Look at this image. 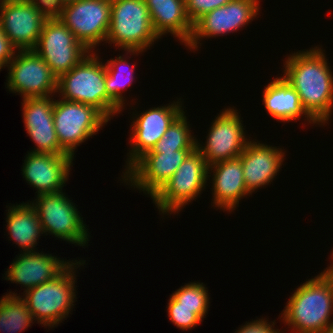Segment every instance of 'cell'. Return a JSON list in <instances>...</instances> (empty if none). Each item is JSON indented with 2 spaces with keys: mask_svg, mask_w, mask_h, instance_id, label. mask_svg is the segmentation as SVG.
I'll return each mask as SVG.
<instances>
[{
  "mask_svg": "<svg viewBox=\"0 0 333 333\" xmlns=\"http://www.w3.org/2000/svg\"><path fill=\"white\" fill-rule=\"evenodd\" d=\"M263 104L267 113L277 121L290 122L305 117L313 125L317 123L304 110L297 91L283 76L273 78L263 91Z\"/></svg>",
  "mask_w": 333,
  "mask_h": 333,
  "instance_id": "cell-23",
  "label": "cell"
},
{
  "mask_svg": "<svg viewBox=\"0 0 333 333\" xmlns=\"http://www.w3.org/2000/svg\"><path fill=\"white\" fill-rule=\"evenodd\" d=\"M73 159L69 154L28 152L21 170L23 178L37 190L36 196L60 192L69 179Z\"/></svg>",
  "mask_w": 333,
  "mask_h": 333,
  "instance_id": "cell-17",
  "label": "cell"
},
{
  "mask_svg": "<svg viewBox=\"0 0 333 333\" xmlns=\"http://www.w3.org/2000/svg\"><path fill=\"white\" fill-rule=\"evenodd\" d=\"M45 20H60L64 4L61 0H29Z\"/></svg>",
  "mask_w": 333,
  "mask_h": 333,
  "instance_id": "cell-31",
  "label": "cell"
},
{
  "mask_svg": "<svg viewBox=\"0 0 333 333\" xmlns=\"http://www.w3.org/2000/svg\"><path fill=\"white\" fill-rule=\"evenodd\" d=\"M267 318H259L246 322L245 325L239 327L234 333H284L279 329H275V320L268 322Z\"/></svg>",
  "mask_w": 333,
  "mask_h": 333,
  "instance_id": "cell-32",
  "label": "cell"
},
{
  "mask_svg": "<svg viewBox=\"0 0 333 333\" xmlns=\"http://www.w3.org/2000/svg\"><path fill=\"white\" fill-rule=\"evenodd\" d=\"M96 53V54H95ZM97 52H90L79 64L57 80L58 97L99 110L109 121L122 109L106 90V68Z\"/></svg>",
  "mask_w": 333,
  "mask_h": 333,
  "instance_id": "cell-3",
  "label": "cell"
},
{
  "mask_svg": "<svg viewBox=\"0 0 333 333\" xmlns=\"http://www.w3.org/2000/svg\"><path fill=\"white\" fill-rule=\"evenodd\" d=\"M325 333H333V322L331 325L327 328V331Z\"/></svg>",
  "mask_w": 333,
  "mask_h": 333,
  "instance_id": "cell-35",
  "label": "cell"
},
{
  "mask_svg": "<svg viewBox=\"0 0 333 333\" xmlns=\"http://www.w3.org/2000/svg\"><path fill=\"white\" fill-rule=\"evenodd\" d=\"M85 262L75 260L56 278L31 288L20 296L33 314L34 322L52 329L71 314L73 303L77 301L76 269L84 266Z\"/></svg>",
  "mask_w": 333,
  "mask_h": 333,
  "instance_id": "cell-4",
  "label": "cell"
},
{
  "mask_svg": "<svg viewBox=\"0 0 333 333\" xmlns=\"http://www.w3.org/2000/svg\"><path fill=\"white\" fill-rule=\"evenodd\" d=\"M181 98L168 105L152 107L138 114L133 113L130 125V146L125 172L146 152L152 150L174 120L184 111ZM135 115V116H134ZM132 126V127H131Z\"/></svg>",
  "mask_w": 333,
  "mask_h": 333,
  "instance_id": "cell-14",
  "label": "cell"
},
{
  "mask_svg": "<svg viewBox=\"0 0 333 333\" xmlns=\"http://www.w3.org/2000/svg\"><path fill=\"white\" fill-rule=\"evenodd\" d=\"M44 22L29 0H0V27L17 51L34 50Z\"/></svg>",
  "mask_w": 333,
  "mask_h": 333,
  "instance_id": "cell-16",
  "label": "cell"
},
{
  "mask_svg": "<svg viewBox=\"0 0 333 333\" xmlns=\"http://www.w3.org/2000/svg\"><path fill=\"white\" fill-rule=\"evenodd\" d=\"M256 141L250 140L239 156L245 186L251 194L271 184L282 168L286 152L282 148Z\"/></svg>",
  "mask_w": 333,
  "mask_h": 333,
  "instance_id": "cell-20",
  "label": "cell"
},
{
  "mask_svg": "<svg viewBox=\"0 0 333 333\" xmlns=\"http://www.w3.org/2000/svg\"><path fill=\"white\" fill-rule=\"evenodd\" d=\"M24 127L35 143L33 153L67 154L59 145L54 127L53 96L22 99Z\"/></svg>",
  "mask_w": 333,
  "mask_h": 333,
  "instance_id": "cell-18",
  "label": "cell"
},
{
  "mask_svg": "<svg viewBox=\"0 0 333 333\" xmlns=\"http://www.w3.org/2000/svg\"><path fill=\"white\" fill-rule=\"evenodd\" d=\"M208 175L212 177L211 203L214 208L230 213L239 206V201L246 196L252 195L245 186L241 158H233L220 161L208 166Z\"/></svg>",
  "mask_w": 333,
  "mask_h": 333,
  "instance_id": "cell-21",
  "label": "cell"
},
{
  "mask_svg": "<svg viewBox=\"0 0 333 333\" xmlns=\"http://www.w3.org/2000/svg\"><path fill=\"white\" fill-rule=\"evenodd\" d=\"M149 10L154 32L162 39L163 35L171 34L187 45L193 24L186 13L185 0H144Z\"/></svg>",
  "mask_w": 333,
  "mask_h": 333,
  "instance_id": "cell-22",
  "label": "cell"
},
{
  "mask_svg": "<svg viewBox=\"0 0 333 333\" xmlns=\"http://www.w3.org/2000/svg\"><path fill=\"white\" fill-rule=\"evenodd\" d=\"M171 296L177 301V307L195 309V314L203 321L208 313L210 297L205 284L190 282L174 291Z\"/></svg>",
  "mask_w": 333,
  "mask_h": 333,
  "instance_id": "cell-28",
  "label": "cell"
},
{
  "mask_svg": "<svg viewBox=\"0 0 333 333\" xmlns=\"http://www.w3.org/2000/svg\"><path fill=\"white\" fill-rule=\"evenodd\" d=\"M144 51L141 50H125V54L119 55L115 58L107 60L106 68V90L111 96V99L123 110L126 98L123 96V91L131 87L134 81V69L136 64L130 65L129 55H139ZM126 56V57H125ZM127 69V70H126ZM125 98V100H124Z\"/></svg>",
  "mask_w": 333,
  "mask_h": 333,
  "instance_id": "cell-25",
  "label": "cell"
},
{
  "mask_svg": "<svg viewBox=\"0 0 333 333\" xmlns=\"http://www.w3.org/2000/svg\"><path fill=\"white\" fill-rule=\"evenodd\" d=\"M192 151H148L122 173L121 181L152 198Z\"/></svg>",
  "mask_w": 333,
  "mask_h": 333,
  "instance_id": "cell-15",
  "label": "cell"
},
{
  "mask_svg": "<svg viewBox=\"0 0 333 333\" xmlns=\"http://www.w3.org/2000/svg\"><path fill=\"white\" fill-rule=\"evenodd\" d=\"M160 39L154 32L144 0H111L106 43L119 50L147 51Z\"/></svg>",
  "mask_w": 333,
  "mask_h": 333,
  "instance_id": "cell-5",
  "label": "cell"
},
{
  "mask_svg": "<svg viewBox=\"0 0 333 333\" xmlns=\"http://www.w3.org/2000/svg\"><path fill=\"white\" fill-rule=\"evenodd\" d=\"M33 314L17 293L9 292L0 299V333H20L31 327Z\"/></svg>",
  "mask_w": 333,
  "mask_h": 333,
  "instance_id": "cell-26",
  "label": "cell"
},
{
  "mask_svg": "<svg viewBox=\"0 0 333 333\" xmlns=\"http://www.w3.org/2000/svg\"><path fill=\"white\" fill-rule=\"evenodd\" d=\"M7 68L6 88L23 99L57 94L58 78L34 50L16 51Z\"/></svg>",
  "mask_w": 333,
  "mask_h": 333,
  "instance_id": "cell-9",
  "label": "cell"
},
{
  "mask_svg": "<svg viewBox=\"0 0 333 333\" xmlns=\"http://www.w3.org/2000/svg\"><path fill=\"white\" fill-rule=\"evenodd\" d=\"M54 127L60 147L69 155L109 121L95 107L64 99H54Z\"/></svg>",
  "mask_w": 333,
  "mask_h": 333,
  "instance_id": "cell-8",
  "label": "cell"
},
{
  "mask_svg": "<svg viewBox=\"0 0 333 333\" xmlns=\"http://www.w3.org/2000/svg\"><path fill=\"white\" fill-rule=\"evenodd\" d=\"M188 123L185 111H183L150 151L194 150L196 137Z\"/></svg>",
  "mask_w": 333,
  "mask_h": 333,
  "instance_id": "cell-27",
  "label": "cell"
},
{
  "mask_svg": "<svg viewBox=\"0 0 333 333\" xmlns=\"http://www.w3.org/2000/svg\"><path fill=\"white\" fill-rule=\"evenodd\" d=\"M330 255H331L332 263L330 264V266H328L326 269H324V271L321 273L329 280L331 286L333 287V250L330 253Z\"/></svg>",
  "mask_w": 333,
  "mask_h": 333,
  "instance_id": "cell-34",
  "label": "cell"
},
{
  "mask_svg": "<svg viewBox=\"0 0 333 333\" xmlns=\"http://www.w3.org/2000/svg\"><path fill=\"white\" fill-rule=\"evenodd\" d=\"M324 52L319 46L293 52L285 58L283 66L284 79L297 91L304 110L320 126L330 120L333 112V74Z\"/></svg>",
  "mask_w": 333,
  "mask_h": 333,
  "instance_id": "cell-1",
  "label": "cell"
},
{
  "mask_svg": "<svg viewBox=\"0 0 333 333\" xmlns=\"http://www.w3.org/2000/svg\"><path fill=\"white\" fill-rule=\"evenodd\" d=\"M34 51L57 78L69 72L90 53L60 20H45Z\"/></svg>",
  "mask_w": 333,
  "mask_h": 333,
  "instance_id": "cell-12",
  "label": "cell"
},
{
  "mask_svg": "<svg viewBox=\"0 0 333 333\" xmlns=\"http://www.w3.org/2000/svg\"><path fill=\"white\" fill-rule=\"evenodd\" d=\"M232 0H185L186 13L194 24L198 19H200L204 14L224 6Z\"/></svg>",
  "mask_w": 333,
  "mask_h": 333,
  "instance_id": "cell-30",
  "label": "cell"
},
{
  "mask_svg": "<svg viewBox=\"0 0 333 333\" xmlns=\"http://www.w3.org/2000/svg\"><path fill=\"white\" fill-rule=\"evenodd\" d=\"M259 3L260 0H232L204 14L193 24L192 36L185 47L196 51L205 37L225 36L248 26L260 12Z\"/></svg>",
  "mask_w": 333,
  "mask_h": 333,
  "instance_id": "cell-13",
  "label": "cell"
},
{
  "mask_svg": "<svg viewBox=\"0 0 333 333\" xmlns=\"http://www.w3.org/2000/svg\"><path fill=\"white\" fill-rule=\"evenodd\" d=\"M208 165L195 148L173 176L152 197L160 215L175 214L198 198L208 183Z\"/></svg>",
  "mask_w": 333,
  "mask_h": 333,
  "instance_id": "cell-6",
  "label": "cell"
},
{
  "mask_svg": "<svg viewBox=\"0 0 333 333\" xmlns=\"http://www.w3.org/2000/svg\"><path fill=\"white\" fill-rule=\"evenodd\" d=\"M63 2V4H67L69 2H73V1H76V0H61Z\"/></svg>",
  "mask_w": 333,
  "mask_h": 333,
  "instance_id": "cell-36",
  "label": "cell"
},
{
  "mask_svg": "<svg viewBox=\"0 0 333 333\" xmlns=\"http://www.w3.org/2000/svg\"><path fill=\"white\" fill-rule=\"evenodd\" d=\"M36 198L29 202L39 216L45 235L52 234L61 241L87 246L90 241L89 229L75 203L63 191L38 195Z\"/></svg>",
  "mask_w": 333,
  "mask_h": 333,
  "instance_id": "cell-7",
  "label": "cell"
},
{
  "mask_svg": "<svg viewBox=\"0 0 333 333\" xmlns=\"http://www.w3.org/2000/svg\"><path fill=\"white\" fill-rule=\"evenodd\" d=\"M111 18V0H76L64 4L60 21L90 52L106 43Z\"/></svg>",
  "mask_w": 333,
  "mask_h": 333,
  "instance_id": "cell-10",
  "label": "cell"
},
{
  "mask_svg": "<svg viewBox=\"0 0 333 333\" xmlns=\"http://www.w3.org/2000/svg\"><path fill=\"white\" fill-rule=\"evenodd\" d=\"M16 51L0 27V71L7 67Z\"/></svg>",
  "mask_w": 333,
  "mask_h": 333,
  "instance_id": "cell-33",
  "label": "cell"
},
{
  "mask_svg": "<svg viewBox=\"0 0 333 333\" xmlns=\"http://www.w3.org/2000/svg\"><path fill=\"white\" fill-rule=\"evenodd\" d=\"M235 107L225 108L211 123L205 144L196 138L195 148L201 153L208 166L241 155L251 140L243 128L241 115Z\"/></svg>",
  "mask_w": 333,
  "mask_h": 333,
  "instance_id": "cell-11",
  "label": "cell"
},
{
  "mask_svg": "<svg viewBox=\"0 0 333 333\" xmlns=\"http://www.w3.org/2000/svg\"><path fill=\"white\" fill-rule=\"evenodd\" d=\"M166 308L170 321L183 331L195 328L203 322L195 314V309L177 307V301L171 295Z\"/></svg>",
  "mask_w": 333,
  "mask_h": 333,
  "instance_id": "cell-29",
  "label": "cell"
},
{
  "mask_svg": "<svg viewBox=\"0 0 333 333\" xmlns=\"http://www.w3.org/2000/svg\"><path fill=\"white\" fill-rule=\"evenodd\" d=\"M294 291L279 316L281 321L293 333H325L333 322V287L329 280L319 273Z\"/></svg>",
  "mask_w": 333,
  "mask_h": 333,
  "instance_id": "cell-2",
  "label": "cell"
},
{
  "mask_svg": "<svg viewBox=\"0 0 333 333\" xmlns=\"http://www.w3.org/2000/svg\"><path fill=\"white\" fill-rule=\"evenodd\" d=\"M20 253L4 274L5 280L24 287L23 292L56 278L74 261L37 251Z\"/></svg>",
  "mask_w": 333,
  "mask_h": 333,
  "instance_id": "cell-19",
  "label": "cell"
},
{
  "mask_svg": "<svg viewBox=\"0 0 333 333\" xmlns=\"http://www.w3.org/2000/svg\"><path fill=\"white\" fill-rule=\"evenodd\" d=\"M6 214V230L10 235L8 238L13 240L23 252L36 251L37 240L44 233L34 206L29 202L13 204L9 206Z\"/></svg>",
  "mask_w": 333,
  "mask_h": 333,
  "instance_id": "cell-24",
  "label": "cell"
}]
</instances>
